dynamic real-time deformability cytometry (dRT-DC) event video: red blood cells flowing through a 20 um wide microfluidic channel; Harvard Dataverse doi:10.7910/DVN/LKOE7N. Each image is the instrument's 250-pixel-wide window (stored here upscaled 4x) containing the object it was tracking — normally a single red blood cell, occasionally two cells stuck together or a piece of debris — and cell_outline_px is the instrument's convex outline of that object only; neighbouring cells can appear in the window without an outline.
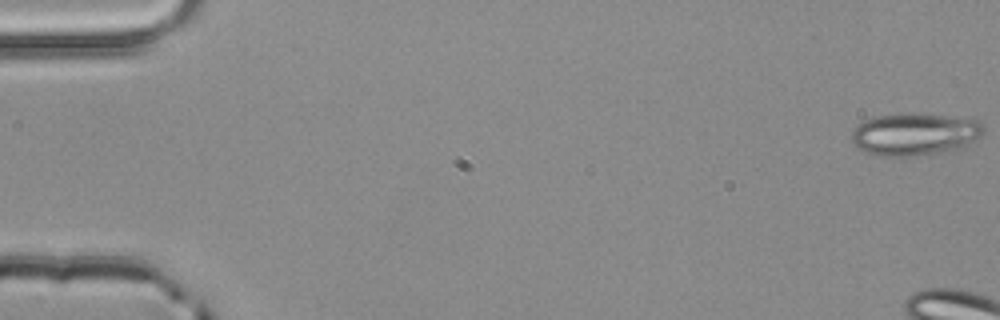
{"species": "common noctule bat (a hibernating species)", "species_latin": "Nyctalus noctula", "temperature_condition": "room temperature", "stored_images_in_passage": 4, "camera_frame_rate_fps": 3000, "um_per_image_px": 0.085, "animal": {"sex": "male", "body_mass_g": 20.4}, "frame": {"image": 1, "passage_image": 1, "time_ms": 0.0, "image_size_px": [1000, 320], "cell_outline_px": [[984, 132], [980, 136], [956, 148], [940, 152], [908, 156], [884, 156], [868, 152], [860, 148], [852, 140], [852, 132], [864, 120], [876, 116], [944, 116], [980, 120], [984, 128]], "centroid_in_image_um": [77.76, 11.43], "position_along_channel_um": 7.2, "area_um2": 30.87}}